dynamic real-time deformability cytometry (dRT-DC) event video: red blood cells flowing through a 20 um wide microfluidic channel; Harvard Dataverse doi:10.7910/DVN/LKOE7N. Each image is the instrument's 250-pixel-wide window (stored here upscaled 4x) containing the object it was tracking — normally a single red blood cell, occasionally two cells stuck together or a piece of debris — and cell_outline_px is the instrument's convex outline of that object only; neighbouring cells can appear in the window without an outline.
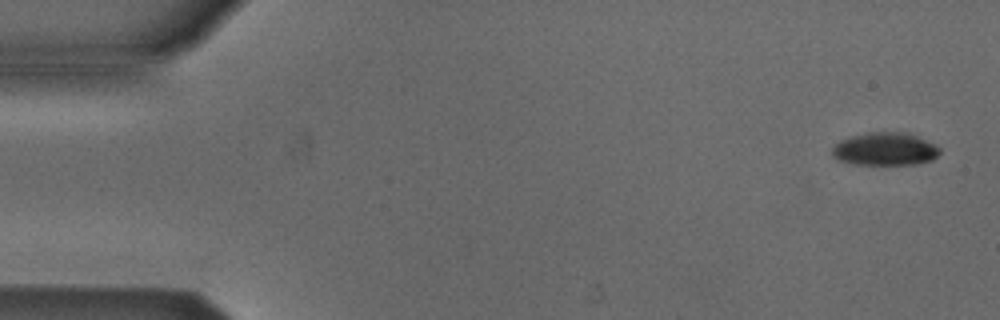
{"species": "Egyptian fruit bat (a non-hibernating species)", "species_latin": "Rousettus aegyptiacus", "temperature_condition": "cold", "stored_images_in_passage": 3, "camera_frame_rate_fps": 3000, "um_per_image_px": 0.085, "animal": {"sex": "male"}, "frame": {"image": 1, "passage_image": 1, "time_ms": 0.0, "image_size_px": [1000, 320], "cell_outline_px": [[940, 152], [932, 160], [916, 164], [852, 164], [840, 160], [832, 156], [832, 148], [840, 140], [852, 136], [868, 132], [900, 132], [916, 136], [936, 144], [940, 148]], "centroid_in_image_um": [75.23, 12.67], "position_along_channel_um": 9.8, "area_um2": 20.52}}